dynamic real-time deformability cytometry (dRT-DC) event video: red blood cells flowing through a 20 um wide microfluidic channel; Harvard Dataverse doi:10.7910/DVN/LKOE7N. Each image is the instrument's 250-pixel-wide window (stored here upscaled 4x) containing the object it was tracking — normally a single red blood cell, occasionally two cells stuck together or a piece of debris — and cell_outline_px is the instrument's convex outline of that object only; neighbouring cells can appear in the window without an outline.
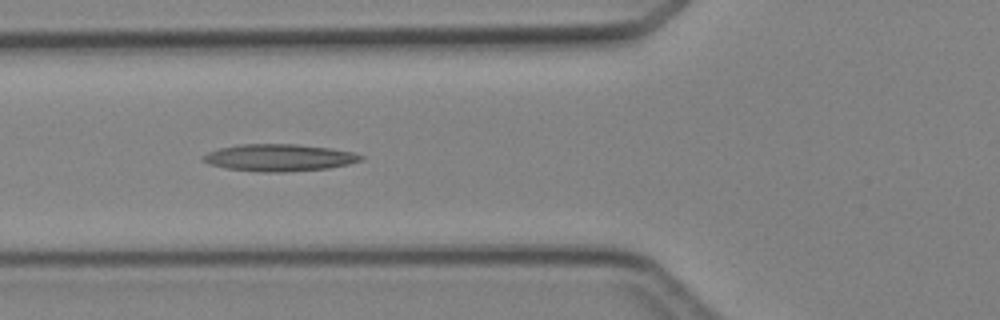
{"species": "Egyptian fruit bat (a non-hibernating species)", "species_latin": "Rousettus aegyptiacus", "temperature_condition": "cold", "stored_images_in_passage": 5, "camera_frame_rate_fps": 3000, "um_per_image_px": 0.085, "animal": {"sex": "female"}, "frame": {"image": 1, "passage_image": 4, "time_ms": 4.667, "image_size_px": [1000, 320], "cell_outline_px": [[364, 156], [360, 160], [348, 164], [328, 168], [284, 172], [264, 172], [224, 168], [208, 164], [200, 160], [200, 156], [208, 152], [220, 148], [236, 144], [296, 144], [332, 148], [352, 152]], "centroid_in_image_um": [23.66, 13.39], "position_along_channel_um": 102.1, "area_um2": 24.97}}
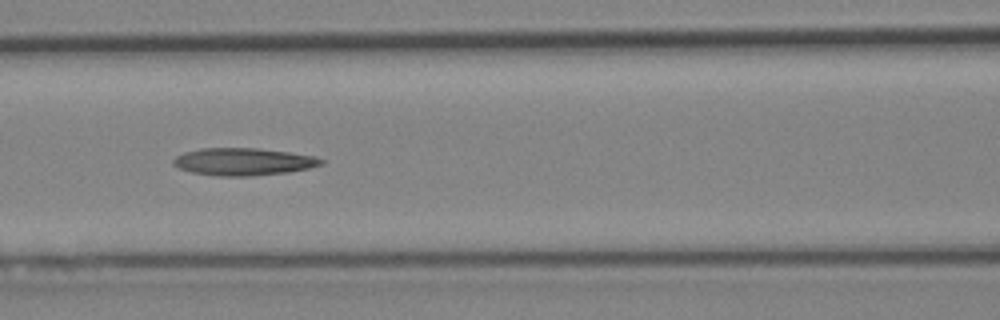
{"frame": {"image": 2, "passage_image": 5, "time_ms": 5.667, "image_size_px": [1000, 320], "cell_outline_px": [[324, 164], [308, 168], [288, 172], [248, 176], [216, 176], [192, 172], [176, 168], [172, 164], [172, 160], [176, 156], [184, 152], [200, 148], [256, 148], [288, 152], [316, 156], [324, 160]], "centroid_in_image_um": [20.65, 13.74], "position_along_channel_um": 146.0, "area_um2": 23.7}}